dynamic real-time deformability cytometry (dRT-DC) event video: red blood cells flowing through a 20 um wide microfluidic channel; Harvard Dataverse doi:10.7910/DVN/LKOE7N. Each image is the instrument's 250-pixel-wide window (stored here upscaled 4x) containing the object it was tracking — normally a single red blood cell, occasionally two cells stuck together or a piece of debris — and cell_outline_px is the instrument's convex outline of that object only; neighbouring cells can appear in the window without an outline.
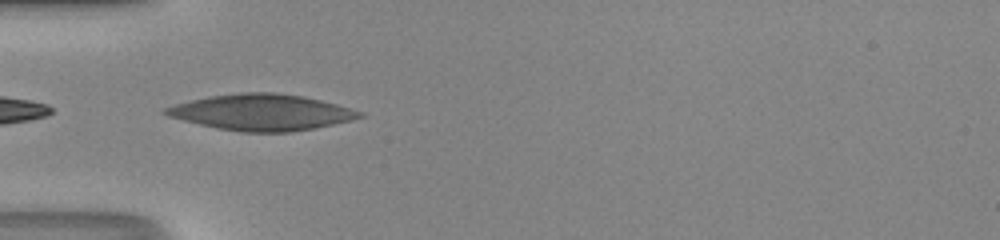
{"species": "human", "species_latin": "Homo sapiens", "temperature_condition": "room temperature", "stored_images_in_passage": 7, "camera_frame_rate_fps": 3000, "um_per_image_px": 0.085, "donor": {"sex": "male"}, "frame": {"image": 1, "passage_image": 1, "time_ms": 0.0, "image_size_px": [1000, 240], "cell_outline_px": [[364, 116], [352, 120], [316, 128], [288, 132], [240, 132], [216, 128], [168, 116], [160, 112], [164, 108], [176, 104], [192, 100], [212, 96], [240, 92], [272, 92], [304, 96], [336, 104], [364, 112]], "centroid_in_image_um": [22.25, 9.55], "position_along_channel_um": 62.7, "area_um2": 40.69}}